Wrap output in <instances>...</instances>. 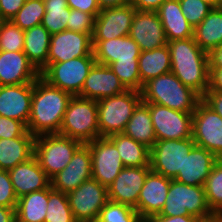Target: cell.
Segmentation results:
<instances>
[{"instance_id": "47", "label": "cell", "mask_w": 222, "mask_h": 222, "mask_svg": "<svg viewBox=\"0 0 222 222\" xmlns=\"http://www.w3.org/2000/svg\"><path fill=\"white\" fill-rule=\"evenodd\" d=\"M202 101L222 117V92L206 91Z\"/></svg>"}, {"instance_id": "45", "label": "cell", "mask_w": 222, "mask_h": 222, "mask_svg": "<svg viewBox=\"0 0 222 222\" xmlns=\"http://www.w3.org/2000/svg\"><path fill=\"white\" fill-rule=\"evenodd\" d=\"M26 0H0V20H11Z\"/></svg>"}, {"instance_id": "9", "label": "cell", "mask_w": 222, "mask_h": 222, "mask_svg": "<svg viewBox=\"0 0 222 222\" xmlns=\"http://www.w3.org/2000/svg\"><path fill=\"white\" fill-rule=\"evenodd\" d=\"M195 145L192 138L156 140L150 149L151 171L174 179L182 172L185 155H188Z\"/></svg>"}, {"instance_id": "48", "label": "cell", "mask_w": 222, "mask_h": 222, "mask_svg": "<svg viewBox=\"0 0 222 222\" xmlns=\"http://www.w3.org/2000/svg\"><path fill=\"white\" fill-rule=\"evenodd\" d=\"M147 222H196L198 219L192 215L184 216H150L145 218Z\"/></svg>"}, {"instance_id": "27", "label": "cell", "mask_w": 222, "mask_h": 222, "mask_svg": "<svg viewBox=\"0 0 222 222\" xmlns=\"http://www.w3.org/2000/svg\"><path fill=\"white\" fill-rule=\"evenodd\" d=\"M35 136L27 131L22 137L0 139V170H10L34 155Z\"/></svg>"}, {"instance_id": "14", "label": "cell", "mask_w": 222, "mask_h": 222, "mask_svg": "<svg viewBox=\"0 0 222 222\" xmlns=\"http://www.w3.org/2000/svg\"><path fill=\"white\" fill-rule=\"evenodd\" d=\"M84 56H94L92 34L64 30L51 35L47 66Z\"/></svg>"}, {"instance_id": "4", "label": "cell", "mask_w": 222, "mask_h": 222, "mask_svg": "<svg viewBox=\"0 0 222 222\" xmlns=\"http://www.w3.org/2000/svg\"><path fill=\"white\" fill-rule=\"evenodd\" d=\"M59 134L82 144L100 137L97 101L81 96H72L64 114Z\"/></svg>"}, {"instance_id": "26", "label": "cell", "mask_w": 222, "mask_h": 222, "mask_svg": "<svg viewBox=\"0 0 222 222\" xmlns=\"http://www.w3.org/2000/svg\"><path fill=\"white\" fill-rule=\"evenodd\" d=\"M156 12L168 42L194 37V27L182 14L179 0H165Z\"/></svg>"}, {"instance_id": "5", "label": "cell", "mask_w": 222, "mask_h": 222, "mask_svg": "<svg viewBox=\"0 0 222 222\" xmlns=\"http://www.w3.org/2000/svg\"><path fill=\"white\" fill-rule=\"evenodd\" d=\"M142 101L141 92L128 89L97 101L100 137L123 133L134 109Z\"/></svg>"}, {"instance_id": "3", "label": "cell", "mask_w": 222, "mask_h": 222, "mask_svg": "<svg viewBox=\"0 0 222 222\" xmlns=\"http://www.w3.org/2000/svg\"><path fill=\"white\" fill-rule=\"evenodd\" d=\"M142 102L160 104L170 109L193 113L202 97L185 86L172 72L152 78L143 84Z\"/></svg>"}, {"instance_id": "22", "label": "cell", "mask_w": 222, "mask_h": 222, "mask_svg": "<svg viewBox=\"0 0 222 222\" xmlns=\"http://www.w3.org/2000/svg\"><path fill=\"white\" fill-rule=\"evenodd\" d=\"M171 178L150 171L141 189L137 207L140 218H147L160 213L165 205Z\"/></svg>"}, {"instance_id": "19", "label": "cell", "mask_w": 222, "mask_h": 222, "mask_svg": "<svg viewBox=\"0 0 222 222\" xmlns=\"http://www.w3.org/2000/svg\"><path fill=\"white\" fill-rule=\"evenodd\" d=\"M33 93V82L0 86V116L22 122L29 121Z\"/></svg>"}, {"instance_id": "28", "label": "cell", "mask_w": 222, "mask_h": 222, "mask_svg": "<svg viewBox=\"0 0 222 222\" xmlns=\"http://www.w3.org/2000/svg\"><path fill=\"white\" fill-rule=\"evenodd\" d=\"M24 32L25 44L23 52L41 73L47 67L51 34L42 24L26 29Z\"/></svg>"}, {"instance_id": "34", "label": "cell", "mask_w": 222, "mask_h": 222, "mask_svg": "<svg viewBox=\"0 0 222 222\" xmlns=\"http://www.w3.org/2000/svg\"><path fill=\"white\" fill-rule=\"evenodd\" d=\"M43 1L45 5V14L41 24L51 35L67 30V21L70 14V8L67 4V0Z\"/></svg>"}, {"instance_id": "12", "label": "cell", "mask_w": 222, "mask_h": 222, "mask_svg": "<svg viewBox=\"0 0 222 222\" xmlns=\"http://www.w3.org/2000/svg\"><path fill=\"white\" fill-rule=\"evenodd\" d=\"M150 110L156 140L192 138V114L160 104L146 103Z\"/></svg>"}, {"instance_id": "49", "label": "cell", "mask_w": 222, "mask_h": 222, "mask_svg": "<svg viewBox=\"0 0 222 222\" xmlns=\"http://www.w3.org/2000/svg\"><path fill=\"white\" fill-rule=\"evenodd\" d=\"M165 0H130V4L139 11H156Z\"/></svg>"}, {"instance_id": "32", "label": "cell", "mask_w": 222, "mask_h": 222, "mask_svg": "<svg viewBox=\"0 0 222 222\" xmlns=\"http://www.w3.org/2000/svg\"><path fill=\"white\" fill-rule=\"evenodd\" d=\"M141 83L171 72L170 50L167 45L148 51H141L138 58Z\"/></svg>"}, {"instance_id": "16", "label": "cell", "mask_w": 222, "mask_h": 222, "mask_svg": "<svg viewBox=\"0 0 222 222\" xmlns=\"http://www.w3.org/2000/svg\"><path fill=\"white\" fill-rule=\"evenodd\" d=\"M92 178V156L89 146L82 144L69 164L51 179L53 189L69 193Z\"/></svg>"}, {"instance_id": "40", "label": "cell", "mask_w": 222, "mask_h": 222, "mask_svg": "<svg viewBox=\"0 0 222 222\" xmlns=\"http://www.w3.org/2000/svg\"><path fill=\"white\" fill-rule=\"evenodd\" d=\"M109 67L127 89L142 90L143 84L140 80L138 61L117 60L111 63Z\"/></svg>"}, {"instance_id": "37", "label": "cell", "mask_w": 222, "mask_h": 222, "mask_svg": "<svg viewBox=\"0 0 222 222\" xmlns=\"http://www.w3.org/2000/svg\"><path fill=\"white\" fill-rule=\"evenodd\" d=\"M45 14L43 0H26L23 7L11 19L20 29L26 30L40 25Z\"/></svg>"}, {"instance_id": "55", "label": "cell", "mask_w": 222, "mask_h": 222, "mask_svg": "<svg viewBox=\"0 0 222 222\" xmlns=\"http://www.w3.org/2000/svg\"><path fill=\"white\" fill-rule=\"evenodd\" d=\"M206 3H208L213 8H219V0H202Z\"/></svg>"}, {"instance_id": "11", "label": "cell", "mask_w": 222, "mask_h": 222, "mask_svg": "<svg viewBox=\"0 0 222 222\" xmlns=\"http://www.w3.org/2000/svg\"><path fill=\"white\" fill-rule=\"evenodd\" d=\"M192 139L196 146L222 159V117L202 100L192 114Z\"/></svg>"}, {"instance_id": "46", "label": "cell", "mask_w": 222, "mask_h": 222, "mask_svg": "<svg viewBox=\"0 0 222 222\" xmlns=\"http://www.w3.org/2000/svg\"><path fill=\"white\" fill-rule=\"evenodd\" d=\"M67 4L69 8L91 14L94 18L101 11L97 0H67Z\"/></svg>"}, {"instance_id": "8", "label": "cell", "mask_w": 222, "mask_h": 222, "mask_svg": "<svg viewBox=\"0 0 222 222\" xmlns=\"http://www.w3.org/2000/svg\"><path fill=\"white\" fill-rule=\"evenodd\" d=\"M94 56L73 58L65 62L51 63L41 73L40 77L48 84L78 96L82 91L85 79L93 65Z\"/></svg>"}, {"instance_id": "30", "label": "cell", "mask_w": 222, "mask_h": 222, "mask_svg": "<svg viewBox=\"0 0 222 222\" xmlns=\"http://www.w3.org/2000/svg\"><path fill=\"white\" fill-rule=\"evenodd\" d=\"M194 40L206 53L222 45V8H213L194 28Z\"/></svg>"}, {"instance_id": "50", "label": "cell", "mask_w": 222, "mask_h": 222, "mask_svg": "<svg viewBox=\"0 0 222 222\" xmlns=\"http://www.w3.org/2000/svg\"><path fill=\"white\" fill-rule=\"evenodd\" d=\"M207 91L222 92V69H209V87Z\"/></svg>"}, {"instance_id": "56", "label": "cell", "mask_w": 222, "mask_h": 222, "mask_svg": "<svg viewBox=\"0 0 222 222\" xmlns=\"http://www.w3.org/2000/svg\"><path fill=\"white\" fill-rule=\"evenodd\" d=\"M137 222H147L145 218H140Z\"/></svg>"}, {"instance_id": "21", "label": "cell", "mask_w": 222, "mask_h": 222, "mask_svg": "<svg viewBox=\"0 0 222 222\" xmlns=\"http://www.w3.org/2000/svg\"><path fill=\"white\" fill-rule=\"evenodd\" d=\"M40 72L23 51H0V86L35 82Z\"/></svg>"}, {"instance_id": "38", "label": "cell", "mask_w": 222, "mask_h": 222, "mask_svg": "<svg viewBox=\"0 0 222 222\" xmlns=\"http://www.w3.org/2000/svg\"><path fill=\"white\" fill-rule=\"evenodd\" d=\"M25 32L13 21H0V51H23Z\"/></svg>"}, {"instance_id": "15", "label": "cell", "mask_w": 222, "mask_h": 222, "mask_svg": "<svg viewBox=\"0 0 222 222\" xmlns=\"http://www.w3.org/2000/svg\"><path fill=\"white\" fill-rule=\"evenodd\" d=\"M136 8L130 3L101 9L94 22L92 40H110L129 35Z\"/></svg>"}, {"instance_id": "42", "label": "cell", "mask_w": 222, "mask_h": 222, "mask_svg": "<svg viewBox=\"0 0 222 222\" xmlns=\"http://www.w3.org/2000/svg\"><path fill=\"white\" fill-rule=\"evenodd\" d=\"M95 18L80 10L71 9L67 21V30L79 33L93 34Z\"/></svg>"}, {"instance_id": "23", "label": "cell", "mask_w": 222, "mask_h": 222, "mask_svg": "<svg viewBox=\"0 0 222 222\" xmlns=\"http://www.w3.org/2000/svg\"><path fill=\"white\" fill-rule=\"evenodd\" d=\"M8 172L17 198L51 186V179L41 168L34 155Z\"/></svg>"}, {"instance_id": "25", "label": "cell", "mask_w": 222, "mask_h": 222, "mask_svg": "<svg viewBox=\"0 0 222 222\" xmlns=\"http://www.w3.org/2000/svg\"><path fill=\"white\" fill-rule=\"evenodd\" d=\"M96 63L110 65L120 61H138L141 54L138 44L128 35L110 40H92Z\"/></svg>"}, {"instance_id": "53", "label": "cell", "mask_w": 222, "mask_h": 222, "mask_svg": "<svg viewBox=\"0 0 222 222\" xmlns=\"http://www.w3.org/2000/svg\"><path fill=\"white\" fill-rule=\"evenodd\" d=\"M100 9L113 8L117 6H123L130 3V0H97Z\"/></svg>"}, {"instance_id": "52", "label": "cell", "mask_w": 222, "mask_h": 222, "mask_svg": "<svg viewBox=\"0 0 222 222\" xmlns=\"http://www.w3.org/2000/svg\"><path fill=\"white\" fill-rule=\"evenodd\" d=\"M16 208L0 206V222H16Z\"/></svg>"}, {"instance_id": "44", "label": "cell", "mask_w": 222, "mask_h": 222, "mask_svg": "<svg viewBox=\"0 0 222 222\" xmlns=\"http://www.w3.org/2000/svg\"><path fill=\"white\" fill-rule=\"evenodd\" d=\"M27 127L20 121L0 116V139L22 137Z\"/></svg>"}, {"instance_id": "36", "label": "cell", "mask_w": 222, "mask_h": 222, "mask_svg": "<svg viewBox=\"0 0 222 222\" xmlns=\"http://www.w3.org/2000/svg\"><path fill=\"white\" fill-rule=\"evenodd\" d=\"M206 200L214 215L222 217V159H218L204 184Z\"/></svg>"}, {"instance_id": "54", "label": "cell", "mask_w": 222, "mask_h": 222, "mask_svg": "<svg viewBox=\"0 0 222 222\" xmlns=\"http://www.w3.org/2000/svg\"><path fill=\"white\" fill-rule=\"evenodd\" d=\"M222 217L215 215L206 219H198L196 222H218Z\"/></svg>"}, {"instance_id": "35", "label": "cell", "mask_w": 222, "mask_h": 222, "mask_svg": "<svg viewBox=\"0 0 222 222\" xmlns=\"http://www.w3.org/2000/svg\"><path fill=\"white\" fill-rule=\"evenodd\" d=\"M44 222H77L69 205L67 194L48 188V204Z\"/></svg>"}, {"instance_id": "10", "label": "cell", "mask_w": 222, "mask_h": 222, "mask_svg": "<svg viewBox=\"0 0 222 222\" xmlns=\"http://www.w3.org/2000/svg\"><path fill=\"white\" fill-rule=\"evenodd\" d=\"M67 198L77 222H96L108 201V191L106 186L91 178L67 193Z\"/></svg>"}, {"instance_id": "24", "label": "cell", "mask_w": 222, "mask_h": 222, "mask_svg": "<svg viewBox=\"0 0 222 222\" xmlns=\"http://www.w3.org/2000/svg\"><path fill=\"white\" fill-rule=\"evenodd\" d=\"M217 160L213 153L195 145L188 155H185L182 172H179L174 180L186 185L204 187Z\"/></svg>"}, {"instance_id": "33", "label": "cell", "mask_w": 222, "mask_h": 222, "mask_svg": "<svg viewBox=\"0 0 222 222\" xmlns=\"http://www.w3.org/2000/svg\"><path fill=\"white\" fill-rule=\"evenodd\" d=\"M47 204L48 188L18 198L16 222H44Z\"/></svg>"}, {"instance_id": "43", "label": "cell", "mask_w": 222, "mask_h": 222, "mask_svg": "<svg viewBox=\"0 0 222 222\" xmlns=\"http://www.w3.org/2000/svg\"><path fill=\"white\" fill-rule=\"evenodd\" d=\"M17 200L8 170H0V206L16 208Z\"/></svg>"}, {"instance_id": "57", "label": "cell", "mask_w": 222, "mask_h": 222, "mask_svg": "<svg viewBox=\"0 0 222 222\" xmlns=\"http://www.w3.org/2000/svg\"><path fill=\"white\" fill-rule=\"evenodd\" d=\"M219 8H222V0H219Z\"/></svg>"}, {"instance_id": "2", "label": "cell", "mask_w": 222, "mask_h": 222, "mask_svg": "<svg viewBox=\"0 0 222 222\" xmlns=\"http://www.w3.org/2000/svg\"><path fill=\"white\" fill-rule=\"evenodd\" d=\"M171 72L201 97L209 87V59L194 37L169 41Z\"/></svg>"}, {"instance_id": "31", "label": "cell", "mask_w": 222, "mask_h": 222, "mask_svg": "<svg viewBox=\"0 0 222 222\" xmlns=\"http://www.w3.org/2000/svg\"><path fill=\"white\" fill-rule=\"evenodd\" d=\"M137 142L146 145L151 149L156 143V136L151 120L150 110L146 103L140 102L134 109L126 129L123 132Z\"/></svg>"}, {"instance_id": "13", "label": "cell", "mask_w": 222, "mask_h": 222, "mask_svg": "<svg viewBox=\"0 0 222 222\" xmlns=\"http://www.w3.org/2000/svg\"><path fill=\"white\" fill-rule=\"evenodd\" d=\"M87 145L92 156V178L108 188L125 167L119 152L107 137L96 138Z\"/></svg>"}, {"instance_id": "41", "label": "cell", "mask_w": 222, "mask_h": 222, "mask_svg": "<svg viewBox=\"0 0 222 222\" xmlns=\"http://www.w3.org/2000/svg\"><path fill=\"white\" fill-rule=\"evenodd\" d=\"M182 14L194 28L198 26L213 9L202 0H179Z\"/></svg>"}, {"instance_id": "39", "label": "cell", "mask_w": 222, "mask_h": 222, "mask_svg": "<svg viewBox=\"0 0 222 222\" xmlns=\"http://www.w3.org/2000/svg\"><path fill=\"white\" fill-rule=\"evenodd\" d=\"M139 219L138 212L131 206L108 200L96 222H137Z\"/></svg>"}, {"instance_id": "1", "label": "cell", "mask_w": 222, "mask_h": 222, "mask_svg": "<svg viewBox=\"0 0 222 222\" xmlns=\"http://www.w3.org/2000/svg\"><path fill=\"white\" fill-rule=\"evenodd\" d=\"M72 95L39 77L33 82L27 131L34 136L59 133Z\"/></svg>"}, {"instance_id": "17", "label": "cell", "mask_w": 222, "mask_h": 222, "mask_svg": "<svg viewBox=\"0 0 222 222\" xmlns=\"http://www.w3.org/2000/svg\"><path fill=\"white\" fill-rule=\"evenodd\" d=\"M150 167H124L107 188L108 200L137 207L139 195Z\"/></svg>"}, {"instance_id": "7", "label": "cell", "mask_w": 222, "mask_h": 222, "mask_svg": "<svg viewBox=\"0 0 222 222\" xmlns=\"http://www.w3.org/2000/svg\"><path fill=\"white\" fill-rule=\"evenodd\" d=\"M192 215L197 219L215 216L208 206L204 187L171 180L165 205L157 216Z\"/></svg>"}, {"instance_id": "6", "label": "cell", "mask_w": 222, "mask_h": 222, "mask_svg": "<svg viewBox=\"0 0 222 222\" xmlns=\"http://www.w3.org/2000/svg\"><path fill=\"white\" fill-rule=\"evenodd\" d=\"M82 145L59 133L35 136L34 156L50 179L61 172Z\"/></svg>"}, {"instance_id": "18", "label": "cell", "mask_w": 222, "mask_h": 222, "mask_svg": "<svg viewBox=\"0 0 222 222\" xmlns=\"http://www.w3.org/2000/svg\"><path fill=\"white\" fill-rule=\"evenodd\" d=\"M129 36L138 44L141 51L153 50L168 44L156 11L136 10Z\"/></svg>"}, {"instance_id": "51", "label": "cell", "mask_w": 222, "mask_h": 222, "mask_svg": "<svg viewBox=\"0 0 222 222\" xmlns=\"http://www.w3.org/2000/svg\"><path fill=\"white\" fill-rule=\"evenodd\" d=\"M209 69H222V45L208 53Z\"/></svg>"}, {"instance_id": "29", "label": "cell", "mask_w": 222, "mask_h": 222, "mask_svg": "<svg viewBox=\"0 0 222 222\" xmlns=\"http://www.w3.org/2000/svg\"><path fill=\"white\" fill-rule=\"evenodd\" d=\"M117 148L125 167H150V149L126 136L115 133L107 137Z\"/></svg>"}, {"instance_id": "20", "label": "cell", "mask_w": 222, "mask_h": 222, "mask_svg": "<svg viewBox=\"0 0 222 222\" xmlns=\"http://www.w3.org/2000/svg\"><path fill=\"white\" fill-rule=\"evenodd\" d=\"M128 90L108 65L95 63L78 96L100 100Z\"/></svg>"}]
</instances>
